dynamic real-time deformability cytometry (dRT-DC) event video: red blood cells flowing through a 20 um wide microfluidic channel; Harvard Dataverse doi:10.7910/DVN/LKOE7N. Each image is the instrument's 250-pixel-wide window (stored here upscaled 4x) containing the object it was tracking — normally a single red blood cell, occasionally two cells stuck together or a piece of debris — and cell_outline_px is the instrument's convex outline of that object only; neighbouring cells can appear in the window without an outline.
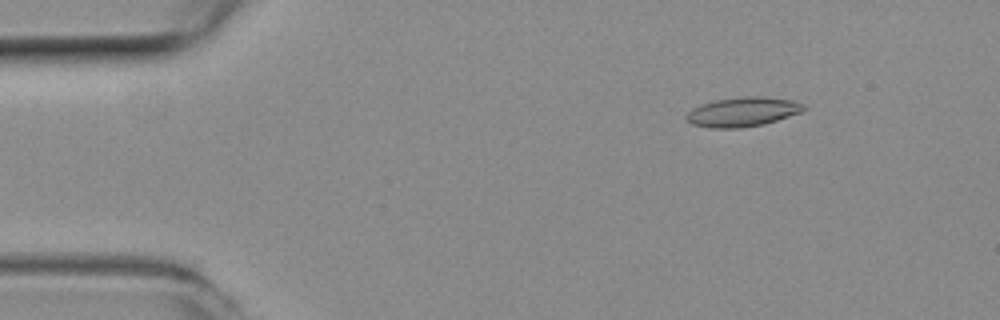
{"species": "common noctule bat (a hibernating species)", "species_latin": "Nyctalus noctula", "temperature_condition": "room temperature", "stored_images_in_passage": 52, "camera_frame_rate_fps": 3000, "um_per_image_px": 0.085, "animal": {"sex": "female", "body_mass_g": 19.3, "forearm_length_mm": 54.1}, "frame": {"image": 1, "passage_image": 7, "time_ms": 2.0, "image_size_px": [1000, 320], "cell_outline_px": [[804, 108], [800, 112], [764, 124], [740, 128], [708, 128], [692, 124], [684, 116], [692, 108], [700, 104], [716, 100], [744, 96], [760, 96], [792, 100], [804, 104]], "centroid_in_image_um": [63.08, 9.51], "position_along_channel_um": 21.9, "area_um2": 20.0}}
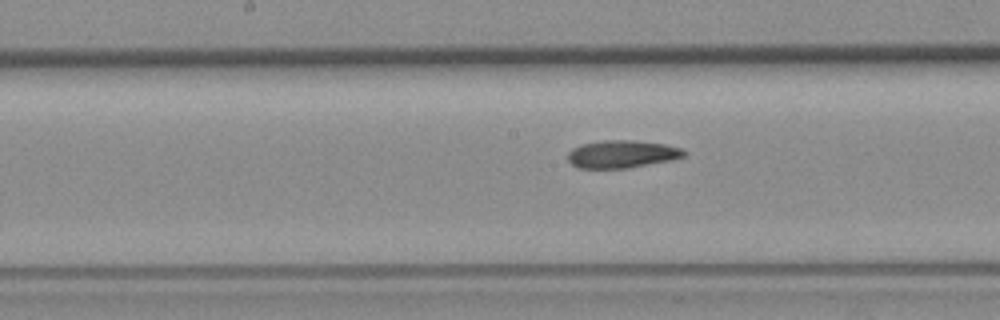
{"frame": {"image": 2, "passage_image": 26, "time_ms": 8.333, "image_size_px": [1000, 320], "cell_outline_px": [[684, 156], [672, 160], [628, 168], [576, 168], [568, 160], [568, 152], [572, 148], [580, 144], [604, 140], [632, 140], [664, 144], [680, 148], [684, 152]], "centroid_in_image_um": [52.81, 13.1], "position_along_channel_um": 195.4, "area_um2": 18.67}}
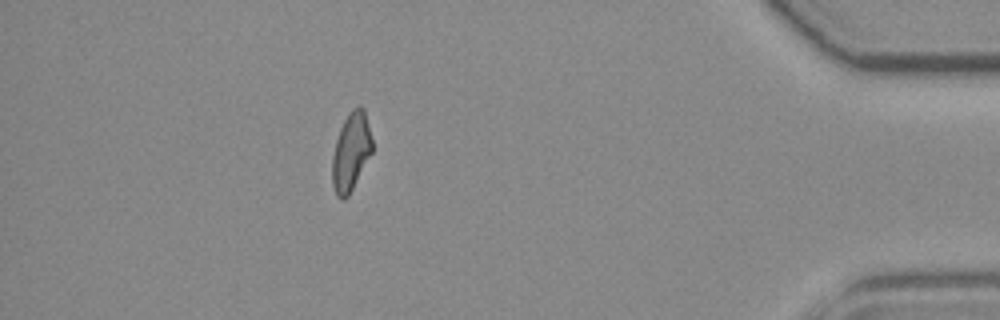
{"frame": {"image": 3, "passage_image": 46, "time_ms": 15.0, "image_size_px": [1000, 320], "cell_outline_px": [[372, 152], [348, 196], [344, 200], [340, 200], [336, 196], [332, 184], [332, 156], [336, 140], [340, 128], [348, 112], [352, 108], [360, 104], [364, 108], [372, 140]], "centroid_in_image_um": [29.82, 12.89], "position_along_channel_um": 405.4, "area_um2": 18.26}, "authors_computed_cell_mechanics": {"area_um2": 18.8139, "velocity_mm_per_s": 3.9603, "shape_relaxation_time_tau1_ms": 10.7175, "shape_relaxation_time_tau2_ms": 7.7972, "deformation_change_tau1": 0.2183, "deformation_change_tau2": 0.1803}}